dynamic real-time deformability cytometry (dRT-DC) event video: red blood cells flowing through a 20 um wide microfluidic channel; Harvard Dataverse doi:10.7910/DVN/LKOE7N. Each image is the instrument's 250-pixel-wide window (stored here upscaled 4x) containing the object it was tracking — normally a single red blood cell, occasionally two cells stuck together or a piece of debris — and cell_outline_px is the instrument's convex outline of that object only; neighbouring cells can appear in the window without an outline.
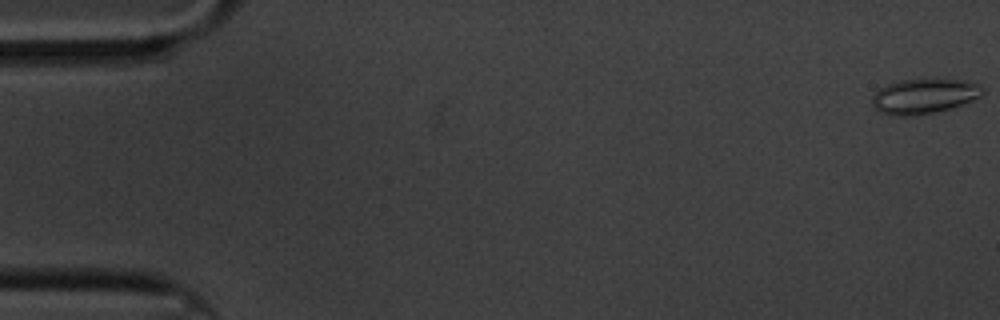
{"species": "common noctule bat (a hibernating species)", "species_latin": "Nyctalus noctula", "temperature_condition": "cold", "stored_images_in_passage": 59, "camera_frame_rate_fps": 3000, "um_per_image_px": 0.085, "animal": {"sex": "male", "body_mass_g": 20.1, "forearm_length_mm": 53.5}, "frame": {"image": 1, "passage_image": 1, "time_ms": 0.0, "image_size_px": [1000, 320], "cell_outline_px": [[984, 92], [980, 96], [972, 100], [936, 112], [916, 116], [892, 116], [880, 112], [872, 104], [872, 96], [880, 88], [888, 84], [900, 80], [960, 80], [976, 84], [984, 88]], "centroid_in_image_um": [78.5, 8.2], "position_along_channel_um": 6.5, "area_um2": 22.14}}
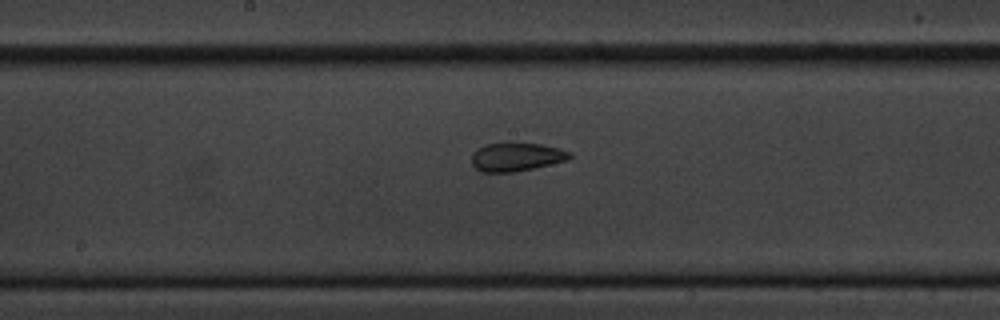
{"frame": {"image": 2, "passage_image": 31, "time_ms": 10.0, "image_size_px": [1000, 320], "cell_outline_px": [[572, 156], [568, 160], [532, 168], [512, 172], [484, 172], [476, 168], [472, 164], [472, 152], [476, 148], [484, 144], [512, 140], [540, 144], [560, 148], [572, 152]], "centroid_in_image_um": [43.87, 13.28], "position_along_channel_um": 204.3, "area_um2": 16.88}}
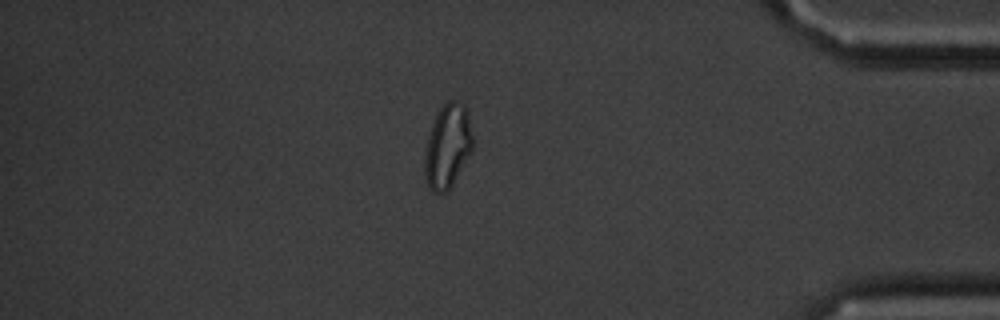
{"frame": {"image": 3, "passage_image": 51, "time_ms": 16.667, "image_size_px": [1000, 320], "cell_outline_px": [[476, 140], [472, 152], [452, 184], [444, 192], [432, 192], [428, 188], [424, 176], [424, 156], [428, 136], [432, 124], [440, 108], [448, 100], [456, 100], [464, 104], [468, 108]], "centroid_in_image_um": [38.1, 12.38], "position_along_channel_um": 397.1, "area_um2": 24.16}, "authors_computed_cell_mechanics": {"area_um2": 18.8428, "velocity_mm_per_s": 3.3893, "shape_relaxation_time_tau1_ms": null, "shape_relaxation_time_tau2_ms": 2.4749, "deformation_change_tau1": null, "deformation_change_tau2": 0.0678}}